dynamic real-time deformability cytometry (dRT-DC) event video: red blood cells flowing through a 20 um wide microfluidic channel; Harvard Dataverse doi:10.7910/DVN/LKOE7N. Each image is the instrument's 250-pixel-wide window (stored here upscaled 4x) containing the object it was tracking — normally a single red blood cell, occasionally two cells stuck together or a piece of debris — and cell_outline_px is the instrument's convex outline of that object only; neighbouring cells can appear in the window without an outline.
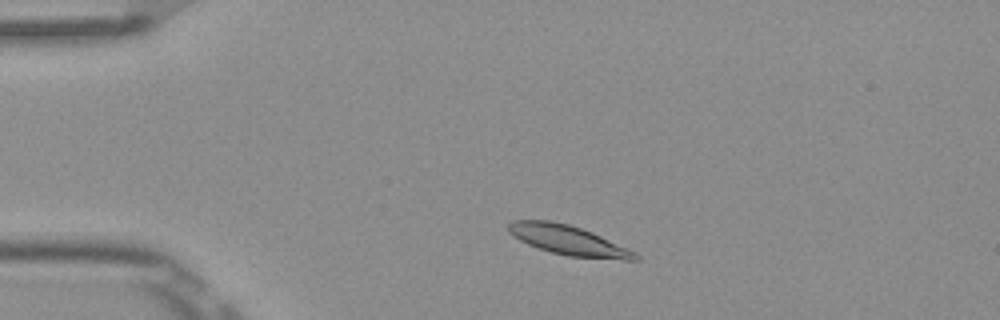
{"species": "Egyptian fruit bat (a non-hibernating species)", "species_latin": "Rousettus aegyptiacus", "temperature_condition": "room temperature", "stored_images_in_passage": 3, "camera_frame_rate_fps": 3000, "um_per_image_px": 0.085, "frame": {"image": 1, "passage_image": 2, "time_ms": 0.333, "image_size_px": [1000, 320], "cell_outline_px": [[640, 260], [624, 260], [568, 256], [552, 252], [528, 244], [520, 240], [508, 232], [508, 224], [512, 220], [552, 220], [568, 224], [592, 232], [628, 248], [636, 252], [640, 256]], "centroid_in_image_um": [48.34, 20.42], "position_along_channel_um": 36.7, "area_um2": 21.85}}